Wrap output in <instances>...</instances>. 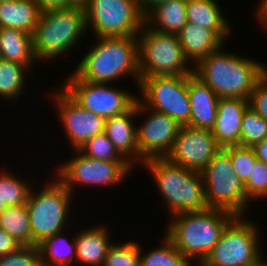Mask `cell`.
Returning a JSON list of instances; mask_svg holds the SVG:
<instances>
[{
    "label": "cell",
    "mask_w": 267,
    "mask_h": 266,
    "mask_svg": "<svg viewBox=\"0 0 267 266\" xmlns=\"http://www.w3.org/2000/svg\"><path fill=\"white\" fill-rule=\"evenodd\" d=\"M68 78V79H67ZM62 89L82 108L106 118L128 111L136 94L108 84L81 80L74 72L66 77Z\"/></svg>",
    "instance_id": "13"
},
{
    "label": "cell",
    "mask_w": 267,
    "mask_h": 266,
    "mask_svg": "<svg viewBox=\"0 0 267 266\" xmlns=\"http://www.w3.org/2000/svg\"><path fill=\"white\" fill-rule=\"evenodd\" d=\"M74 156L69 161L59 165L54 170L55 177L74 195L75 187H113L124 183L131 175L133 167L127 161L95 160L74 150Z\"/></svg>",
    "instance_id": "11"
},
{
    "label": "cell",
    "mask_w": 267,
    "mask_h": 266,
    "mask_svg": "<svg viewBox=\"0 0 267 266\" xmlns=\"http://www.w3.org/2000/svg\"><path fill=\"white\" fill-rule=\"evenodd\" d=\"M220 148L211 130L182 126L166 158L171 163L201 172Z\"/></svg>",
    "instance_id": "16"
},
{
    "label": "cell",
    "mask_w": 267,
    "mask_h": 266,
    "mask_svg": "<svg viewBox=\"0 0 267 266\" xmlns=\"http://www.w3.org/2000/svg\"><path fill=\"white\" fill-rule=\"evenodd\" d=\"M248 102L249 107L267 121V73L252 90Z\"/></svg>",
    "instance_id": "37"
},
{
    "label": "cell",
    "mask_w": 267,
    "mask_h": 266,
    "mask_svg": "<svg viewBox=\"0 0 267 266\" xmlns=\"http://www.w3.org/2000/svg\"><path fill=\"white\" fill-rule=\"evenodd\" d=\"M187 0H166L153 6L144 17V23L161 33L177 34L187 23Z\"/></svg>",
    "instance_id": "23"
},
{
    "label": "cell",
    "mask_w": 267,
    "mask_h": 266,
    "mask_svg": "<svg viewBox=\"0 0 267 266\" xmlns=\"http://www.w3.org/2000/svg\"><path fill=\"white\" fill-rule=\"evenodd\" d=\"M255 157L267 164V137L260 143L252 146Z\"/></svg>",
    "instance_id": "41"
},
{
    "label": "cell",
    "mask_w": 267,
    "mask_h": 266,
    "mask_svg": "<svg viewBox=\"0 0 267 266\" xmlns=\"http://www.w3.org/2000/svg\"><path fill=\"white\" fill-rule=\"evenodd\" d=\"M84 11L94 37H137L144 25L137 0H89Z\"/></svg>",
    "instance_id": "10"
},
{
    "label": "cell",
    "mask_w": 267,
    "mask_h": 266,
    "mask_svg": "<svg viewBox=\"0 0 267 266\" xmlns=\"http://www.w3.org/2000/svg\"><path fill=\"white\" fill-rule=\"evenodd\" d=\"M138 99L148 108L163 112L181 126L190 121L188 75L140 77Z\"/></svg>",
    "instance_id": "12"
},
{
    "label": "cell",
    "mask_w": 267,
    "mask_h": 266,
    "mask_svg": "<svg viewBox=\"0 0 267 266\" xmlns=\"http://www.w3.org/2000/svg\"><path fill=\"white\" fill-rule=\"evenodd\" d=\"M0 266H42L40 250L38 246L22 245L0 257Z\"/></svg>",
    "instance_id": "36"
},
{
    "label": "cell",
    "mask_w": 267,
    "mask_h": 266,
    "mask_svg": "<svg viewBox=\"0 0 267 266\" xmlns=\"http://www.w3.org/2000/svg\"><path fill=\"white\" fill-rule=\"evenodd\" d=\"M135 103L136 116L145 118L136 126L141 165L153 158H166L182 126L165 113L146 107L138 98Z\"/></svg>",
    "instance_id": "14"
},
{
    "label": "cell",
    "mask_w": 267,
    "mask_h": 266,
    "mask_svg": "<svg viewBox=\"0 0 267 266\" xmlns=\"http://www.w3.org/2000/svg\"><path fill=\"white\" fill-rule=\"evenodd\" d=\"M29 183V184H28ZM31 182L21 179L4 169L0 171V199L7 206H19L26 204Z\"/></svg>",
    "instance_id": "30"
},
{
    "label": "cell",
    "mask_w": 267,
    "mask_h": 266,
    "mask_svg": "<svg viewBox=\"0 0 267 266\" xmlns=\"http://www.w3.org/2000/svg\"><path fill=\"white\" fill-rule=\"evenodd\" d=\"M109 232L102 224L80 229L77 234L75 232V262L84 266H103L108 249L113 244Z\"/></svg>",
    "instance_id": "21"
},
{
    "label": "cell",
    "mask_w": 267,
    "mask_h": 266,
    "mask_svg": "<svg viewBox=\"0 0 267 266\" xmlns=\"http://www.w3.org/2000/svg\"><path fill=\"white\" fill-rule=\"evenodd\" d=\"M25 65L0 59V96L6 101L20 99L26 86V77L30 72Z\"/></svg>",
    "instance_id": "27"
},
{
    "label": "cell",
    "mask_w": 267,
    "mask_h": 266,
    "mask_svg": "<svg viewBox=\"0 0 267 266\" xmlns=\"http://www.w3.org/2000/svg\"><path fill=\"white\" fill-rule=\"evenodd\" d=\"M220 49L201 59L193 73L219 98L248 100L252 90L267 73L265 63ZM227 52V53H226Z\"/></svg>",
    "instance_id": "1"
},
{
    "label": "cell",
    "mask_w": 267,
    "mask_h": 266,
    "mask_svg": "<svg viewBox=\"0 0 267 266\" xmlns=\"http://www.w3.org/2000/svg\"><path fill=\"white\" fill-rule=\"evenodd\" d=\"M51 94L60 125L73 150H78L89 139L104 132V117L82 108L60 87Z\"/></svg>",
    "instance_id": "15"
},
{
    "label": "cell",
    "mask_w": 267,
    "mask_h": 266,
    "mask_svg": "<svg viewBox=\"0 0 267 266\" xmlns=\"http://www.w3.org/2000/svg\"><path fill=\"white\" fill-rule=\"evenodd\" d=\"M122 242L110 246L103 266H140L139 242Z\"/></svg>",
    "instance_id": "32"
},
{
    "label": "cell",
    "mask_w": 267,
    "mask_h": 266,
    "mask_svg": "<svg viewBox=\"0 0 267 266\" xmlns=\"http://www.w3.org/2000/svg\"><path fill=\"white\" fill-rule=\"evenodd\" d=\"M139 246L140 266H194L192 261L184 257L174 246L173 242L165 235L162 245L142 252ZM193 264V265H192Z\"/></svg>",
    "instance_id": "29"
},
{
    "label": "cell",
    "mask_w": 267,
    "mask_h": 266,
    "mask_svg": "<svg viewBox=\"0 0 267 266\" xmlns=\"http://www.w3.org/2000/svg\"><path fill=\"white\" fill-rule=\"evenodd\" d=\"M89 0H68V8L73 7V8H81L85 9L88 5Z\"/></svg>",
    "instance_id": "43"
},
{
    "label": "cell",
    "mask_w": 267,
    "mask_h": 266,
    "mask_svg": "<svg viewBox=\"0 0 267 266\" xmlns=\"http://www.w3.org/2000/svg\"><path fill=\"white\" fill-rule=\"evenodd\" d=\"M166 0H137L140 10L145 15L153 6Z\"/></svg>",
    "instance_id": "42"
},
{
    "label": "cell",
    "mask_w": 267,
    "mask_h": 266,
    "mask_svg": "<svg viewBox=\"0 0 267 266\" xmlns=\"http://www.w3.org/2000/svg\"><path fill=\"white\" fill-rule=\"evenodd\" d=\"M0 227L21 246L31 245V229L26 204L10 206L0 213Z\"/></svg>",
    "instance_id": "28"
},
{
    "label": "cell",
    "mask_w": 267,
    "mask_h": 266,
    "mask_svg": "<svg viewBox=\"0 0 267 266\" xmlns=\"http://www.w3.org/2000/svg\"><path fill=\"white\" fill-rule=\"evenodd\" d=\"M85 11L81 8H64L40 12L33 33V52L36 59L49 61L65 56L78 46L87 32Z\"/></svg>",
    "instance_id": "5"
},
{
    "label": "cell",
    "mask_w": 267,
    "mask_h": 266,
    "mask_svg": "<svg viewBox=\"0 0 267 266\" xmlns=\"http://www.w3.org/2000/svg\"><path fill=\"white\" fill-rule=\"evenodd\" d=\"M21 245L0 227V257L16 251Z\"/></svg>",
    "instance_id": "38"
},
{
    "label": "cell",
    "mask_w": 267,
    "mask_h": 266,
    "mask_svg": "<svg viewBox=\"0 0 267 266\" xmlns=\"http://www.w3.org/2000/svg\"><path fill=\"white\" fill-rule=\"evenodd\" d=\"M256 6L254 17L256 16L255 18H257L261 27H265L264 29L267 30V0H260Z\"/></svg>",
    "instance_id": "40"
},
{
    "label": "cell",
    "mask_w": 267,
    "mask_h": 266,
    "mask_svg": "<svg viewBox=\"0 0 267 266\" xmlns=\"http://www.w3.org/2000/svg\"><path fill=\"white\" fill-rule=\"evenodd\" d=\"M78 150L85 156L95 160L126 161L104 132L89 139Z\"/></svg>",
    "instance_id": "33"
},
{
    "label": "cell",
    "mask_w": 267,
    "mask_h": 266,
    "mask_svg": "<svg viewBox=\"0 0 267 266\" xmlns=\"http://www.w3.org/2000/svg\"><path fill=\"white\" fill-rule=\"evenodd\" d=\"M39 190L31 187L26 206L31 229V245L38 246L55 234L66 231L73 194L56 178ZM67 225V226H66Z\"/></svg>",
    "instance_id": "6"
},
{
    "label": "cell",
    "mask_w": 267,
    "mask_h": 266,
    "mask_svg": "<svg viewBox=\"0 0 267 266\" xmlns=\"http://www.w3.org/2000/svg\"><path fill=\"white\" fill-rule=\"evenodd\" d=\"M200 174L209 208L222 209L235 216L247 215L245 184L234 172L229 146L221 147Z\"/></svg>",
    "instance_id": "8"
},
{
    "label": "cell",
    "mask_w": 267,
    "mask_h": 266,
    "mask_svg": "<svg viewBox=\"0 0 267 266\" xmlns=\"http://www.w3.org/2000/svg\"><path fill=\"white\" fill-rule=\"evenodd\" d=\"M188 95L191 113L186 126L211 130L217 115L219 97L194 73L188 75Z\"/></svg>",
    "instance_id": "19"
},
{
    "label": "cell",
    "mask_w": 267,
    "mask_h": 266,
    "mask_svg": "<svg viewBox=\"0 0 267 266\" xmlns=\"http://www.w3.org/2000/svg\"><path fill=\"white\" fill-rule=\"evenodd\" d=\"M235 217L228 211L216 208L178 213L169 217L165 235L184 257L199 266Z\"/></svg>",
    "instance_id": "3"
},
{
    "label": "cell",
    "mask_w": 267,
    "mask_h": 266,
    "mask_svg": "<svg viewBox=\"0 0 267 266\" xmlns=\"http://www.w3.org/2000/svg\"><path fill=\"white\" fill-rule=\"evenodd\" d=\"M63 232L65 231L47 238L38 245L42 266H72L76 261L75 236L70 239Z\"/></svg>",
    "instance_id": "26"
},
{
    "label": "cell",
    "mask_w": 267,
    "mask_h": 266,
    "mask_svg": "<svg viewBox=\"0 0 267 266\" xmlns=\"http://www.w3.org/2000/svg\"><path fill=\"white\" fill-rule=\"evenodd\" d=\"M95 45L86 52L73 72L84 81L112 84L128 77L140 83L137 37H95ZM132 76V77H131Z\"/></svg>",
    "instance_id": "2"
},
{
    "label": "cell",
    "mask_w": 267,
    "mask_h": 266,
    "mask_svg": "<svg viewBox=\"0 0 267 266\" xmlns=\"http://www.w3.org/2000/svg\"><path fill=\"white\" fill-rule=\"evenodd\" d=\"M229 156L234 168L235 174L245 184L248 180L251 170L254 167L256 157L252 147L242 145L229 146Z\"/></svg>",
    "instance_id": "35"
},
{
    "label": "cell",
    "mask_w": 267,
    "mask_h": 266,
    "mask_svg": "<svg viewBox=\"0 0 267 266\" xmlns=\"http://www.w3.org/2000/svg\"><path fill=\"white\" fill-rule=\"evenodd\" d=\"M39 15L34 0L0 1V28L20 29L33 35Z\"/></svg>",
    "instance_id": "25"
},
{
    "label": "cell",
    "mask_w": 267,
    "mask_h": 266,
    "mask_svg": "<svg viewBox=\"0 0 267 266\" xmlns=\"http://www.w3.org/2000/svg\"><path fill=\"white\" fill-rule=\"evenodd\" d=\"M267 137V121L249 106L241 124L240 145L252 147Z\"/></svg>",
    "instance_id": "31"
},
{
    "label": "cell",
    "mask_w": 267,
    "mask_h": 266,
    "mask_svg": "<svg viewBox=\"0 0 267 266\" xmlns=\"http://www.w3.org/2000/svg\"><path fill=\"white\" fill-rule=\"evenodd\" d=\"M141 167L152 175L170 217L209 208L200 172L171 163L167 158L146 160Z\"/></svg>",
    "instance_id": "4"
},
{
    "label": "cell",
    "mask_w": 267,
    "mask_h": 266,
    "mask_svg": "<svg viewBox=\"0 0 267 266\" xmlns=\"http://www.w3.org/2000/svg\"><path fill=\"white\" fill-rule=\"evenodd\" d=\"M40 12L68 8V0H34Z\"/></svg>",
    "instance_id": "39"
},
{
    "label": "cell",
    "mask_w": 267,
    "mask_h": 266,
    "mask_svg": "<svg viewBox=\"0 0 267 266\" xmlns=\"http://www.w3.org/2000/svg\"><path fill=\"white\" fill-rule=\"evenodd\" d=\"M177 36L186 58L194 66L226 43L215 31L188 21Z\"/></svg>",
    "instance_id": "20"
},
{
    "label": "cell",
    "mask_w": 267,
    "mask_h": 266,
    "mask_svg": "<svg viewBox=\"0 0 267 266\" xmlns=\"http://www.w3.org/2000/svg\"><path fill=\"white\" fill-rule=\"evenodd\" d=\"M6 205L3 203V201H1L0 199V213H2L5 209H6Z\"/></svg>",
    "instance_id": "45"
},
{
    "label": "cell",
    "mask_w": 267,
    "mask_h": 266,
    "mask_svg": "<svg viewBox=\"0 0 267 266\" xmlns=\"http://www.w3.org/2000/svg\"><path fill=\"white\" fill-rule=\"evenodd\" d=\"M0 59L25 65L29 70L38 60L33 52V35L20 29L0 28Z\"/></svg>",
    "instance_id": "24"
},
{
    "label": "cell",
    "mask_w": 267,
    "mask_h": 266,
    "mask_svg": "<svg viewBox=\"0 0 267 266\" xmlns=\"http://www.w3.org/2000/svg\"><path fill=\"white\" fill-rule=\"evenodd\" d=\"M264 258L262 255L252 266H267V261Z\"/></svg>",
    "instance_id": "44"
},
{
    "label": "cell",
    "mask_w": 267,
    "mask_h": 266,
    "mask_svg": "<svg viewBox=\"0 0 267 266\" xmlns=\"http://www.w3.org/2000/svg\"><path fill=\"white\" fill-rule=\"evenodd\" d=\"M257 226L247 216H236L199 266H252L263 255Z\"/></svg>",
    "instance_id": "9"
},
{
    "label": "cell",
    "mask_w": 267,
    "mask_h": 266,
    "mask_svg": "<svg viewBox=\"0 0 267 266\" xmlns=\"http://www.w3.org/2000/svg\"><path fill=\"white\" fill-rule=\"evenodd\" d=\"M248 106L246 99L219 98L211 133L220 147L240 145L242 118Z\"/></svg>",
    "instance_id": "18"
},
{
    "label": "cell",
    "mask_w": 267,
    "mask_h": 266,
    "mask_svg": "<svg viewBox=\"0 0 267 266\" xmlns=\"http://www.w3.org/2000/svg\"><path fill=\"white\" fill-rule=\"evenodd\" d=\"M135 118H137L136 103L125 113L106 118L104 127V133L114 144L116 150L133 167L136 164L141 165Z\"/></svg>",
    "instance_id": "17"
},
{
    "label": "cell",
    "mask_w": 267,
    "mask_h": 266,
    "mask_svg": "<svg viewBox=\"0 0 267 266\" xmlns=\"http://www.w3.org/2000/svg\"><path fill=\"white\" fill-rule=\"evenodd\" d=\"M140 77L182 76L193 73L177 34L161 33L145 23L137 36Z\"/></svg>",
    "instance_id": "7"
},
{
    "label": "cell",
    "mask_w": 267,
    "mask_h": 266,
    "mask_svg": "<svg viewBox=\"0 0 267 266\" xmlns=\"http://www.w3.org/2000/svg\"><path fill=\"white\" fill-rule=\"evenodd\" d=\"M247 195V212L251 202L267 197V164L256 159L251 174L245 183Z\"/></svg>",
    "instance_id": "34"
},
{
    "label": "cell",
    "mask_w": 267,
    "mask_h": 266,
    "mask_svg": "<svg viewBox=\"0 0 267 266\" xmlns=\"http://www.w3.org/2000/svg\"><path fill=\"white\" fill-rule=\"evenodd\" d=\"M218 2V0H187L186 18L188 22L215 31L226 41L231 35L232 27Z\"/></svg>",
    "instance_id": "22"
}]
</instances>
